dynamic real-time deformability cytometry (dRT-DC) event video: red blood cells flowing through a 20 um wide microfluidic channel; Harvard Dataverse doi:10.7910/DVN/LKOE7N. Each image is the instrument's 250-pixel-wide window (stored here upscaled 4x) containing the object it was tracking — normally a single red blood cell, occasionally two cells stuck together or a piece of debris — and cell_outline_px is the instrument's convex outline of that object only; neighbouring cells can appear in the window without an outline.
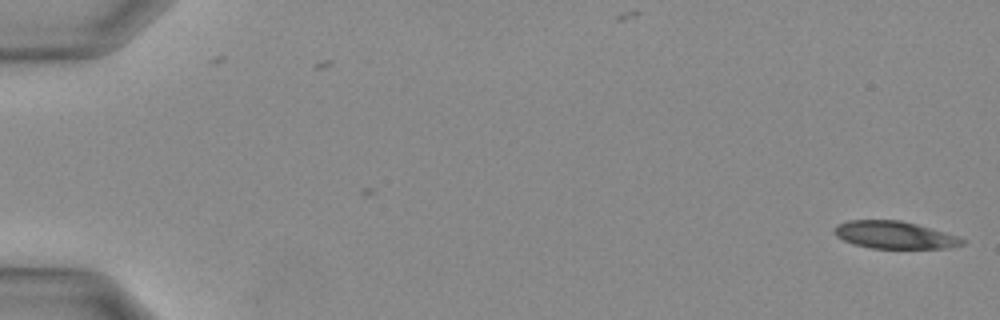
{"species": "Egyptian fruit bat (a non-hibernating species)", "species_latin": "Rousettus aegyptiacus", "temperature_condition": "warm", "stored_images_in_passage": 12, "camera_frame_rate_fps": 3000, "um_per_image_px": 0.085, "animal": {"sex": "female"}, "frame": {"image": 1, "passage_image": 1, "time_ms": 0.0, "image_size_px": [1000, 320], "cell_outline_px": [[968, 240], [964, 244], [948, 248], [872, 248], [852, 244], [836, 236], [832, 232], [832, 228], [836, 224], [848, 220], [900, 220], [916, 224], [944, 232]], "centroid_in_image_um": [75.98, 19.97], "position_along_channel_um": 9.0, "area_um2": 20.52}}
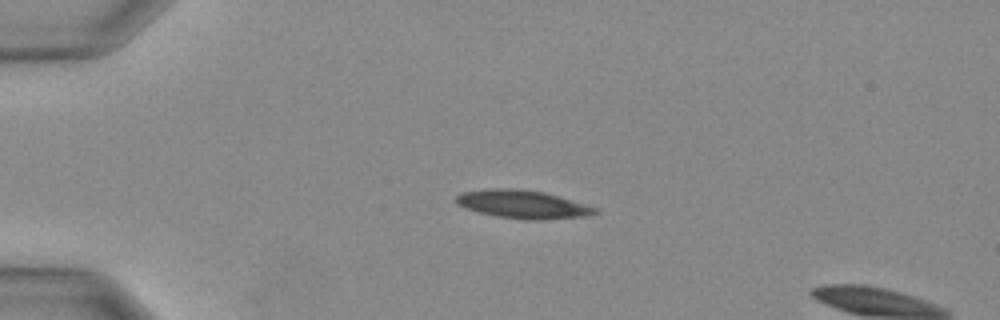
{"frame": {"image": 2, "passage_image": 9, "time_ms": 2.667, "image_size_px": [1000, 320], "cell_outline_px": [[600, 212], [588, 216], [540, 220], [524, 220], [496, 216], [476, 212], [464, 208], [456, 204], [456, 196], [460, 192], [488, 188], [520, 188], [544, 192], [600, 208]], "centroid_in_image_um": [44.43, 17.36], "position_along_channel_um": 40.6, "area_um2": 23.35}}